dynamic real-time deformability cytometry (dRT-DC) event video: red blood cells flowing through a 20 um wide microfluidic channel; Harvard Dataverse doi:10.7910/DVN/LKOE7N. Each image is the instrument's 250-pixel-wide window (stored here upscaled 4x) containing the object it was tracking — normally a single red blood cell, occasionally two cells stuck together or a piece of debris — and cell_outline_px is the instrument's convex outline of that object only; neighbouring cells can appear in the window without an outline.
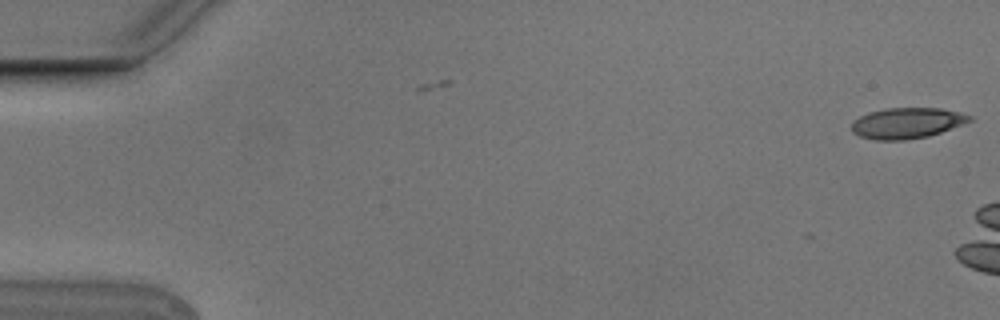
{"species": "Egyptian fruit bat (a non-hibernating species)", "species_latin": "Rousettus aegyptiacus", "temperature_condition": "cold", "stored_images_in_passage": 2, "camera_frame_rate_fps": 3000, "um_per_image_px": 0.085, "animal": {"sex": "male"}, "frame": {"image": 1, "passage_image": 2, "time_ms": 0.333, "image_size_px": [1000, 320], "cell_outline_px": [[972, 120], [940, 132], [928, 136], [904, 140], [876, 140], [860, 136], [852, 132], [852, 120], [868, 112], [884, 108], [940, 108], [960, 112], [972, 116]], "centroid_in_image_um": [77.05, 10.45], "position_along_channel_um": 7.9, "area_um2": 21.1}}